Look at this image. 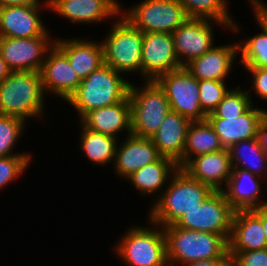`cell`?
<instances>
[{"mask_svg": "<svg viewBox=\"0 0 267 266\" xmlns=\"http://www.w3.org/2000/svg\"><path fill=\"white\" fill-rule=\"evenodd\" d=\"M177 59L172 33H143L141 73L146 80L181 68Z\"/></svg>", "mask_w": 267, "mask_h": 266, "instance_id": "7c38bea8", "label": "cell"}, {"mask_svg": "<svg viewBox=\"0 0 267 266\" xmlns=\"http://www.w3.org/2000/svg\"><path fill=\"white\" fill-rule=\"evenodd\" d=\"M80 148L87 158L95 164L105 165L115 159L117 139L90 129L82 128Z\"/></svg>", "mask_w": 267, "mask_h": 266, "instance_id": "f546056e", "label": "cell"}, {"mask_svg": "<svg viewBox=\"0 0 267 266\" xmlns=\"http://www.w3.org/2000/svg\"><path fill=\"white\" fill-rule=\"evenodd\" d=\"M54 41L66 54L69 63L81 80L104 64L102 43L83 39H54Z\"/></svg>", "mask_w": 267, "mask_h": 266, "instance_id": "d4e9b609", "label": "cell"}, {"mask_svg": "<svg viewBox=\"0 0 267 266\" xmlns=\"http://www.w3.org/2000/svg\"><path fill=\"white\" fill-rule=\"evenodd\" d=\"M254 7V13L256 19L267 28V4H264L260 0H249Z\"/></svg>", "mask_w": 267, "mask_h": 266, "instance_id": "74e56055", "label": "cell"}, {"mask_svg": "<svg viewBox=\"0 0 267 266\" xmlns=\"http://www.w3.org/2000/svg\"><path fill=\"white\" fill-rule=\"evenodd\" d=\"M267 116V110L253 105L237 118H206L220 143L226 149L243 140L257 138L258 126Z\"/></svg>", "mask_w": 267, "mask_h": 266, "instance_id": "2e32d148", "label": "cell"}, {"mask_svg": "<svg viewBox=\"0 0 267 266\" xmlns=\"http://www.w3.org/2000/svg\"><path fill=\"white\" fill-rule=\"evenodd\" d=\"M40 70L44 93H54L67 100L82 81L72 68L66 54L54 44L47 52Z\"/></svg>", "mask_w": 267, "mask_h": 266, "instance_id": "5bb4252c", "label": "cell"}, {"mask_svg": "<svg viewBox=\"0 0 267 266\" xmlns=\"http://www.w3.org/2000/svg\"><path fill=\"white\" fill-rule=\"evenodd\" d=\"M121 15L102 42L104 63L120 73L141 72L143 32Z\"/></svg>", "mask_w": 267, "mask_h": 266, "instance_id": "8992f818", "label": "cell"}, {"mask_svg": "<svg viewBox=\"0 0 267 266\" xmlns=\"http://www.w3.org/2000/svg\"><path fill=\"white\" fill-rule=\"evenodd\" d=\"M31 155L0 157V189L17 179L30 164Z\"/></svg>", "mask_w": 267, "mask_h": 266, "instance_id": "e575fe53", "label": "cell"}, {"mask_svg": "<svg viewBox=\"0 0 267 266\" xmlns=\"http://www.w3.org/2000/svg\"><path fill=\"white\" fill-rule=\"evenodd\" d=\"M219 137L207 120L191 122L186 132L183 167L194 157L223 150Z\"/></svg>", "mask_w": 267, "mask_h": 266, "instance_id": "4316f807", "label": "cell"}, {"mask_svg": "<svg viewBox=\"0 0 267 266\" xmlns=\"http://www.w3.org/2000/svg\"><path fill=\"white\" fill-rule=\"evenodd\" d=\"M229 90L225 81L199 80V100L202 111L206 115L212 113Z\"/></svg>", "mask_w": 267, "mask_h": 266, "instance_id": "836d02e7", "label": "cell"}, {"mask_svg": "<svg viewBox=\"0 0 267 266\" xmlns=\"http://www.w3.org/2000/svg\"><path fill=\"white\" fill-rule=\"evenodd\" d=\"M179 169L178 164L167 157H160L152 164L145 165L127 177L141 194L158 192L165 186L167 178Z\"/></svg>", "mask_w": 267, "mask_h": 266, "instance_id": "484cf974", "label": "cell"}, {"mask_svg": "<svg viewBox=\"0 0 267 266\" xmlns=\"http://www.w3.org/2000/svg\"><path fill=\"white\" fill-rule=\"evenodd\" d=\"M226 266H236L232 261H230Z\"/></svg>", "mask_w": 267, "mask_h": 266, "instance_id": "ee69618b", "label": "cell"}, {"mask_svg": "<svg viewBox=\"0 0 267 266\" xmlns=\"http://www.w3.org/2000/svg\"><path fill=\"white\" fill-rule=\"evenodd\" d=\"M50 38L0 37V54L11 71L40 72L47 52L55 44Z\"/></svg>", "mask_w": 267, "mask_h": 266, "instance_id": "8fae6325", "label": "cell"}, {"mask_svg": "<svg viewBox=\"0 0 267 266\" xmlns=\"http://www.w3.org/2000/svg\"><path fill=\"white\" fill-rule=\"evenodd\" d=\"M191 122L177 112L170 111L159 129L150 137L161 157L175 161L183 168L186 132Z\"/></svg>", "mask_w": 267, "mask_h": 266, "instance_id": "d6986e66", "label": "cell"}, {"mask_svg": "<svg viewBox=\"0 0 267 266\" xmlns=\"http://www.w3.org/2000/svg\"><path fill=\"white\" fill-rule=\"evenodd\" d=\"M26 122L12 116L0 115V157L11 155H30L27 153L13 154V146L16 145ZM12 152V153H11Z\"/></svg>", "mask_w": 267, "mask_h": 266, "instance_id": "d6a6232c", "label": "cell"}, {"mask_svg": "<svg viewBox=\"0 0 267 266\" xmlns=\"http://www.w3.org/2000/svg\"><path fill=\"white\" fill-rule=\"evenodd\" d=\"M192 178L210 186L214 191H222L233 171L229 150L202 154L192 158L183 168Z\"/></svg>", "mask_w": 267, "mask_h": 266, "instance_id": "ac0fdd59", "label": "cell"}, {"mask_svg": "<svg viewBox=\"0 0 267 266\" xmlns=\"http://www.w3.org/2000/svg\"><path fill=\"white\" fill-rule=\"evenodd\" d=\"M267 248L261 219L252 210H236L232 218L228 252Z\"/></svg>", "mask_w": 267, "mask_h": 266, "instance_id": "44dd1931", "label": "cell"}, {"mask_svg": "<svg viewBox=\"0 0 267 266\" xmlns=\"http://www.w3.org/2000/svg\"><path fill=\"white\" fill-rule=\"evenodd\" d=\"M40 2L0 8V37L33 38L49 36L40 18Z\"/></svg>", "mask_w": 267, "mask_h": 266, "instance_id": "9a60e30c", "label": "cell"}, {"mask_svg": "<svg viewBox=\"0 0 267 266\" xmlns=\"http://www.w3.org/2000/svg\"><path fill=\"white\" fill-rule=\"evenodd\" d=\"M164 90L171 111L177 112L190 122L206 120L199 100V80L186 67L160 75L155 80Z\"/></svg>", "mask_w": 267, "mask_h": 266, "instance_id": "ba28073f", "label": "cell"}, {"mask_svg": "<svg viewBox=\"0 0 267 266\" xmlns=\"http://www.w3.org/2000/svg\"><path fill=\"white\" fill-rule=\"evenodd\" d=\"M144 87L130 83L128 97L131 104V134L150 138L171 111L164 90L155 80H145Z\"/></svg>", "mask_w": 267, "mask_h": 266, "instance_id": "5b68a950", "label": "cell"}, {"mask_svg": "<svg viewBox=\"0 0 267 266\" xmlns=\"http://www.w3.org/2000/svg\"><path fill=\"white\" fill-rule=\"evenodd\" d=\"M11 72V69L8 67L7 63L0 54V83L5 80Z\"/></svg>", "mask_w": 267, "mask_h": 266, "instance_id": "7bdbcfd3", "label": "cell"}, {"mask_svg": "<svg viewBox=\"0 0 267 266\" xmlns=\"http://www.w3.org/2000/svg\"><path fill=\"white\" fill-rule=\"evenodd\" d=\"M238 52V43L213 46L185 67L198 80L224 81Z\"/></svg>", "mask_w": 267, "mask_h": 266, "instance_id": "603a6c76", "label": "cell"}, {"mask_svg": "<svg viewBox=\"0 0 267 266\" xmlns=\"http://www.w3.org/2000/svg\"><path fill=\"white\" fill-rule=\"evenodd\" d=\"M237 87V89H230L206 118H237L254 105L250 100L249 92L240 90V86Z\"/></svg>", "mask_w": 267, "mask_h": 266, "instance_id": "1f68e13d", "label": "cell"}, {"mask_svg": "<svg viewBox=\"0 0 267 266\" xmlns=\"http://www.w3.org/2000/svg\"><path fill=\"white\" fill-rule=\"evenodd\" d=\"M188 18L213 20L218 25L237 31L236 23L230 17L226 0H178Z\"/></svg>", "mask_w": 267, "mask_h": 266, "instance_id": "83f0119b", "label": "cell"}, {"mask_svg": "<svg viewBox=\"0 0 267 266\" xmlns=\"http://www.w3.org/2000/svg\"><path fill=\"white\" fill-rule=\"evenodd\" d=\"M132 227L117 244L116 251L128 266H169L162 229ZM162 230V231H161Z\"/></svg>", "mask_w": 267, "mask_h": 266, "instance_id": "52a82bcc", "label": "cell"}, {"mask_svg": "<svg viewBox=\"0 0 267 266\" xmlns=\"http://www.w3.org/2000/svg\"><path fill=\"white\" fill-rule=\"evenodd\" d=\"M123 16L143 33H173L188 19L178 0H144Z\"/></svg>", "mask_w": 267, "mask_h": 266, "instance_id": "30bf717a", "label": "cell"}, {"mask_svg": "<svg viewBox=\"0 0 267 266\" xmlns=\"http://www.w3.org/2000/svg\"><path fill=\"white\" fill-rule=\"evenodd\" d=\"M173 176L164 194L162 192L148 214L150 223L157 227L174 225L214 191L210 186L192 178L182 168Z\"/></svg>", "mask_w": 267, "mask_h": 266, "instance_id": "6da1fadb", "label": "cell"}, {"mask_svg": "<svg viewBox=\"0 0 267 266\" xmlns=\"http://www.w3.org/2000/svg\"><path fill=\"white\" fill-rule=\"evenodd\" d=\"M130 82L105 63L83 79L66 100L82 118L87 112L121 102L129 92Z\"/></svg>", "mask_w": 267, "mask_h": 266, "instance_id": "7a4b0ae2", "label": "cell"}, {"mask_svg": "<svg viewBox=\"0 0 267 266\" xmlns=\"http://www.w3.org/2000/svg\"><path fill=\"white\" fill-rule=\"evenodd\" d=\"M253 75V89L262 100L267 101V68L245 67Z\"/></svg>", "mask_w": 267, "mask_h": 266, "instance_id": "8d00e7d4", "label": "cell"}, {"mask_svg": "<svg viewBox=\"0 0 267 266\" xmlns=\"http://www.w3.org/2000/svg\"><path fill=\"white\" fill-rule=\"evenodd\" d=\"M257 139L261 145L265 160L267 162V116L258 126Z\"/></svg>", "mask_w": 267, "mask_h": 266, "instance_id": "ab89813d", "label": "cell"}, {"mask_svg": "<svg viewBox=\"0 0 267 266\" xmlns=\"http://www.w3.org/2000/svg\"><path fill=\"white\" fill-rule=\"evenodd\" d=\"M230 261L231 257H219L189 262L186 266H226Z\"/></svg>", "mask_w": 267, "mask_h": 266, "instance_id": "f35d334b", "label": "cell"}, {"mask_svg": "<svg viewBox=\"0 0 267 266\" xmlns=\"http://www.w3.org/2000/svg\"><path fill=\"white\" fill-rule=\"evenodd\" d=\"M251 210L261 219L264 234L267 240V205L260 206Z\"/></svg>", "mask_w": 267, "mask_h": 266, "instance_id": "60d3db41", "label": "cell"}, {"mask_svg": "<svg viewBox=\"0 0 267 266\" xmlns=\"http://www.w3.org/2000/svg\"><path fill=\"white\" fill-rule=\"evenodd\" d=\"M229 254L236 266H267V248Z\"/></svg>", "mask_w": 267, "mask_h": 266, "instance_id": "d590c367", "label": "cell"}, {"mask_svg": "<svg viewBox=\"0 0 267 266\" xmlns=\"http://www.w3.org/2000/svg\"><path fill=\"white\" fill-rule=\"evenodd\" d=\"M82 127L117 138L123 129L131 135V104L128 95L111 106L87 112L81 119Z\"/></svg>", "mask_w": 267, "mask_h": 266, "instance_id": "ffe728a7", "label": "cell"}, {"mask_svg": "<svg viewBox=\"0 0 267 266\" xmlns=\"http://www.w3.org/2000/svg\"><path fill=\"white\" fill-rule=\"evenodd\" d=\"M233 168H242L262 177L267 162L257 138L243 140L228 148Z\"/></svg>", "mask_w": 267, "mask_h": 266, "instance_id": "f1b7e54d", "label": "cell"}, {"mask_svg": "<svg viewBox=\"0 0 267 266\" xmlns=\"http://www.w3.org/2000/svg\"><path fill=\"white\" fill-rule=\"evenodd\" d=\"M168 265L211 258L231 257L228 241L219 234L189 230L170 225L163 227ZM175 263V264H174Z\"/></svg>", "mask_w": 267, "mask_h": 266, "instance_id": "3957f363", "label": "cell"}, {"mask_svg": "<svg viewBox=\"0 0 267 266\" xmlns=\"http://www.w3.org/2000/svg\"><path fill=\"white\" fill-rule=\"evenodd\" d=\"M262 28V33L238 43V51H241V64L245 67L267 68V28L256 19Z\"/></svg>", "mask_w": 267, "mask_h": 266, "instance_id": "4dcf8cb0", "label": "cell"}, {"mask_svg": "<svg viewBox=\"0 0 267 266\" xmlns=\"http://www.w3.org/2000/svg\"><path fill=\"white\" fill-rule=\"evenodd\" d=\"M234 209L223 191H213L197 208L187 212L174 225L230 238Z\"/></svg>", "mask_w": 267, "mask_h": 266, "instance_id": "9c48e42d", "label": "cell"}, {"mask_svg": "<svg viewBox=\"0 0 267 266\" xmlns=\"http://www.w3.org/2000/svg\"><path fill=\"white\" fill-rule=\"evenodd\" d=\"M211 20L188 18L173 33V44L182 67L208 52L214 45Z\"/></svg>", "mask_w": 267, "mask_h": 266, "instance_id": "4fadbf2b", "label": "cell"}, {"mask_svg": "<svg viewBox=\"0 0 267 266\" xmlns=\"http://www.w3.org/2000/svg\"><path fill=\"white\" fill-rule=\"evenodd\" d=\"M161 156L150 138L127 136L116 149L114 166L120 177L127 178L133 172L157 161Z\"/></svg>", "mask_w": 267, "mask_h": 266, "instance_id": "7402d4cb", "label": "cell"}, {"mask_svg": "<svg viewBox=\"0 0 267 266\" xmlns=\"http://www.w3.org/2000/svg\"><path fill=\"white\" fill-rule=\"evenodd\" d=\"M36 0H0V8L8 6H21L34 3Z\"/></svg>", "mask_w": 267, "mask_h": 266, "instance_id": "b9f144b4", "label": "cell"}, {"mask_svg": "<svg viewBox=\"0 0 267 266\" xmlns=\"http://www.w3.org/2000/svg\"><path fill=\"white\" fill-rule=\"evenodd\" d=\"M259 176L242 168H233L223 193L230 206L236 210H251L267 205L259 201L261 185ZM263 202V203H262Z\"/></svg>", "mask_w": 267, "mask_h": 266, "instance_id": "cb8c5ba5", "label": "cell"}, {"mask_svg": "<svg viewBox=\"0 0 267 266\" xmlns=\"http://www.w3.org/2000/svg\"><path fill=\"white\" fill-rule=\"evenodd\" d=\"M45 3L44 6L72 23L97 22L122 12L116 0H47Z\"/></svg>", "mask_w": 267, "mask_h": 266, "instance_id": "e0dca14e", "label": "cell"}, {"mask_svg": "<svg viewBox=\"0 0 267 266\" xmlns=\"http://www.w3.org/2000/svg\"><path fill=\"white\" fill-rule=\"evenodd\" d=\"M44 95L40 72L12 71L0 83V115L23 121L38 117L44 110Z\"/></svg>", "mask_w": 267, "mask_h": 266, "instance_id": "277c9868", "label": "cell"}]
</instances>
